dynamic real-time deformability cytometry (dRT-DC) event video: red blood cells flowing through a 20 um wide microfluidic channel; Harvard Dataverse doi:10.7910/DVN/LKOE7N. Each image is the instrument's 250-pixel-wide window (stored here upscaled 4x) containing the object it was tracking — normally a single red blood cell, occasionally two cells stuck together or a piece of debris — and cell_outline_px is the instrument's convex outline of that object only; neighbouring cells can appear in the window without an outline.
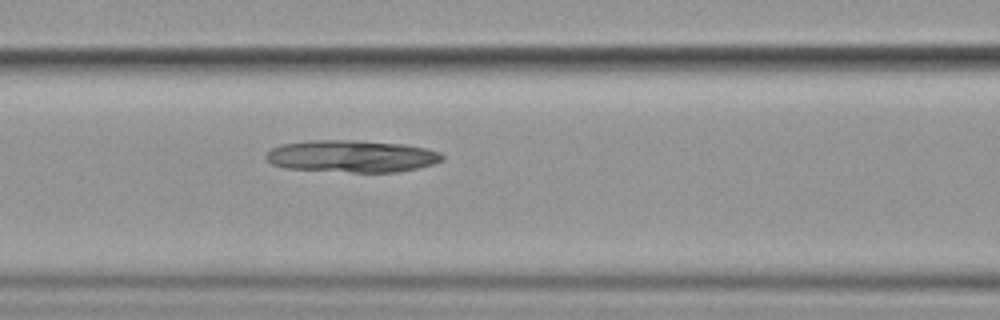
{"species": "common noctule bat (a hibernating species)", "species_latin": "Nyctalus noctula", "temperature_condition": "cold", "stored_images_in_passage": 7, "camera_frame_rate_fps": 3000, "um_per_image_px": 0.085, "animal": {"sex": "female", "body_mass_g": 19.9}, "frame": {"image": 1, "passage_image": 7, "time_ms": 8.0, "image_size_px": [1000, 320], "cell_outline_px": [[444, 160], [436, 164], [420, 168], [396, 172], [352, 172], [284, 168], [272, 164], [264, 156], [272, 148], [280, 144], [308, 140], [356, 140], [408, 144], [428, 148], [440, 152], [444, 156]], "centroid_in_image_um": [29.96, 13.27], "position_along_channel_um": 136.6, "area_um2": 33.47}}